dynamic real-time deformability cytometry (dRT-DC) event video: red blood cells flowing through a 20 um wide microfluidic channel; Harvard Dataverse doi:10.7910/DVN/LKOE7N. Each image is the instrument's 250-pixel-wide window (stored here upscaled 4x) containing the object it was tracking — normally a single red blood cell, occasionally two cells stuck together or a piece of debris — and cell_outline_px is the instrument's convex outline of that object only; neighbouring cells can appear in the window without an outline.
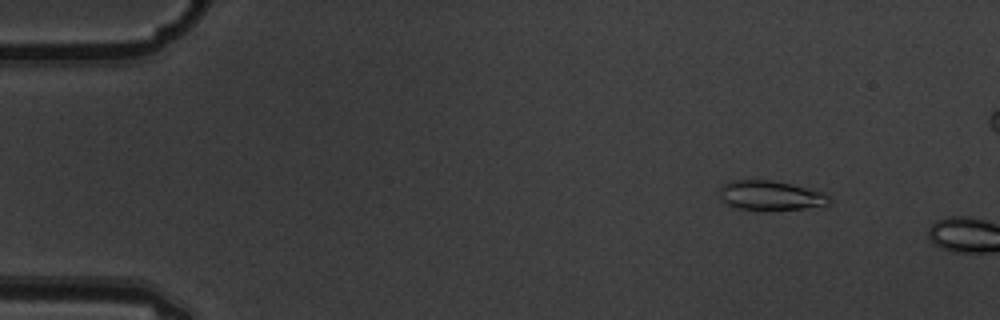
{"species": "common noctule bat (a hibernating species)", "species_latin": "Nyctalus noctula", "temperature_condition": "warm", "stored_images_in_passage": 2, "camera_frame_rate_fps": 3000, "um_per_image_px": 0.085, "animal": {"sex": "male", "body_mass_g": 19.5, "forearm_length_mm": 54.6}, "frame": {"image": 1, "passage_image": 1, "time_ms": 0.0, "image_size_px": [1000, 320], "cell_outline_px": [[832, 200], [828, 204], [804, 208], [736, 208], [728, 204], [720, 196], [720, 188], [724, 184], [732, 180], [772, 180], [824, 192], [832, 196]], "centroid_in_image_um": [65.53, 16.58], "position_along_channel_um": 19.5, "area_um2": 18.21}}